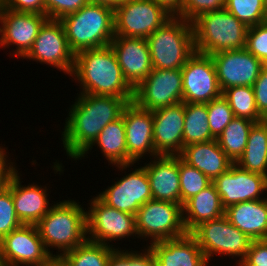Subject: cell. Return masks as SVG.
<instances>
[{
  "label": "cell",
  "mask_w": 267,
  "mask_h": 266,
  "mask_svg": "<svg viewBox=\"0 0 267 266\" xmlns=\"http://www.w3.org/2000/svg\"><path fill=\"white\" fill-rule=\"evenodd\" d=\"M182 210L184 226L188 233L202 222L225 215L221 197L213 183L188 199L182 205Z\"/></svg>",
  "instance_id": "cell-28"
},
{
  "label": "cell",
  "mask_w": 267,
  "mask_h": 266,
  "mask_svg": "<svg viewBox=\"0 0 267 266\" xmlns=\"http://www.w3.org/2000/svg\"><path fill=\"white\" fill-rule=\"evenodd\" d=\"M48 19L46 15L18 12L0 4V48L16 46L10 55L24 58L31 50L39 29Z\"/></svg>",
  "instance_id": "cell-15"
},
{
  "label": "cell",
  "mask_w": 267,
  "mask_h": 266,
  "mask_svg": "<svg viewBox=\"0 0 267 266\" xmlns=\"http://www.w3.org/2000/svg\"><path fill=\"white\" fill-rule=\"evenodd\" d=\"M179 156L188 165L201 171L212 182L233 164L216 139L186 145Z\"/></svg>",
  "instance_id": "cell-25"
},
{
  "label": "cell",
  "mask_w": 267,
  "mask_h": 266,
  "mask_svg": "<svg viewBox=\"0 0 267 266\" xmlns=\"http://www.w3.org/2000/svg\"><path fill=\"white\" fill-rule=\"evenodd\" d=\"M181 71L184 103H209L222 95L211 55L195 52Z\"/></svg>",
  "instance_id": "cell-14"
},
{
  "label": "cell",
  "mask_w": 267,
  "mask_h": 266,
  "mask_svg": "<svg viewBox=\"0 0 267 266\" xmlns=\"http://www.w3.org/2000/svg\"><path fill=\"white\" fill-rule=\"evenodd\" d=\"M23 224L16 215L11 191L0 192V240Z\"/></svg>",
  "instance_id": "cell-38"
},
{
  "label": "cell",
  "mask_w": 267,
  "mask_h": 266,
  "mask_svg": "<svg viewBox=\"0 0 267 266\" xmlns=\"http://www.w3.org/2000/svg\"><path fill=\"white\" fill-rule=\"evenodd\" d=\"M171 17L153 0H126L114 9L115 35L147 39Z\"/></svg>",
  "instance_id": "cell-10"
},
{
  "label": "cell",
  "mask_w": 267,
  "mask_h": 266,
  "mask_svg": "<svg viewBox=\"0 0 267 266\" xmlns=\"http://www.w3.org/2000/svg\"><path fill=\"white\" fill-rule=\"evenodd\" d=\"M87 211V240L114 246L109 242L138 237L135 215L119 211L105 204L97 195Z\"/></svg>",
  "instance_id": "cell-9"
},
{
  "label": "cell",
  "mask_w": 267,
  "mask_h": 266,
  "mask_svg": "<svg viewBox=\"0 0 267 266\" xmlns=\"http://www.w3.org/2000/svg\"><path fill=\"white\" fill-rule=\"evenodd\" d=\"M226 0H182V18L192 22L199 15L222 10Z\"/></svg>",
  "instance_id": "cell-40"
},
{
  "label": "cell",
  "mask_w": 267,
  "mask_h": 266,
  "mask_svg": "<svg viewBox=\"0 0 267 266\" xmlns=\"http://www.w3.org/2000/svg\"><path fill=\"white\" fill-rule=\"evenodd\" d=\"M134 170V171H133ZM97 196L108 206L136 215L138 209L152 199V192L144 166L133 168Z\"/></svg>",
  "instance_id": "cell-16"
},
{
  "label": "cell",
  "mask_w": 267,
  "mask_h": 266,
  "mask_svg": "<svg viewBox=\"0 0 267 266\" xmlns=\"http://www.w3.org/2000/svg\"><path fill=\"white\" fill-rule=\"evenodd\" d=\"M113 246L86 240L61 257L68 266H107Z\"/></svg>",
  "instance_id": "cell-32"
},
{
  "label": "cell",
  "mask_w": 267,
  "mask_h": 266,
  "mask_svg": "<svg viewBox=\"0 0 267 266\" xmlns=\"http://www.w3.org/2000/svg\"><path fill=\"white\" fill-rule=\"evenodd\" d=\"M190 234L197 241L208 262L218 254L229 258L240 257L237 263L246 257L252 242L246 234L232 225L225 215L200 223Z\"/></svg>",
  "instance_id": "cell-8"
},
{
  "label": "cell",
  "mask_w": 267,
  "mask_h": 266,
  "mask_svg": "<svg viewBox=\"0 0 267 266\" xmlns=\"http://www.w3.org/2000/svg\"><path fill=\"white\" fill-rule=\"evenodd\" d=\"M256 107L260 115L267 120V64H264L259 77L252 86Z\"/></svg>",
  "instance_id": "cell-42"
},
{
  "label": "cell",
  "mask_w": 267,
  "mask_h": 266,
  "mask_svg": "<svg viewBox=\"0 0 267 266\" xmlns=\"http://www.w3.org/2000/svg\"><path fill=\"white\" fill-rule=\"evenodd\" d=\"M172 17L182 18V0H153Z\"/></svg>",
  "instance_id": "cell-46"
},
{
  "label": "cell",
  "mask_w": 267,
  "mask_h": 266,
  "mask_svg": "<svg viewBox=\"0 0 267 266\" xmlns=\"http://www.w3.org/2000/svg\"><path fill=\"white\" fill-rule=\"evenodd\" d=\"M88 3H96L101 5L109 6L113 9H115L118 5H120L122 2L126 0H87Z\"/></svg>",
  "instance_id": "cell-47"
},
{
  "label": "cell",
  "mask_w": 267,
  "mask_h": 266,
  "mask_svg": "<svg viewBox=\"0 0 267 266\" xmlns=\"http://www.w3.org/2000/svg\"><path fill=\"white\" fill-rule=\"evenodd\" d=\"M235 164L267 177V120L252 126L246 148Z\"/></svg>",
  "instance_id": "cell-29"
},
{
  "label": "cell",
  "mask_w": 267,
  "mask_h": 266,
  "mask_svg": "<svg viewBox=\"0 0 267 266\" xmlns=\"http://www.w3.org/2000/svg\"><path fill=\"white\" fill-rule=\"evenodd\" d=\"M110 45L124 78L135 89L153 69L147 39L115 35Z\"/></svg>",
  "instance_id": "cell-21"
},
{
  "label": "cell",
  "mask_w": 267,
  "mask_h": 266,
  "mask_svg": "<svg viewBox=\"0 0 267 266\" xmlns=\"http://www.w3.org/2000/svg\"><path fill=\"white\" fill-rule=\"evenodd\" d=\"M116 248L110 256L107 266H153L154 253L150 246L141 251Z\"/></svg>",
  "instance_id": "cell-37"
},
{
  "label": "cell",
  "mask_w": 267,
  "mask_h": 266,
  "mask_svg": "<svg viewBox=\"0 0 267 266\" xmlns=\"http://www.w3.org/2000/svg\"><path fill=\"white\" fill-rule=\"evenodd\" d=\"M60 21L74 54L108 46L115 36L114 9L106 5L87 3Z\"/></svg>",
  "instance_id": "cell-4"
},
{
  "label": "cell",
  "mask_w": 267,
  "mask_h": 266,
  "mask_svg": "<svg viewBox=\"0 0 267 266\" xmlns=\"http://www.w3.org/2000/svg\"><path fill=\"white\" fill-rule=\"evenodd\" d=\"M225 216L251 240L267 239V198L231 205L225 209Z\"/></svg>",
  "instance_id": "cell-26"
},
{
  "label": "cell",
  "mask_w": 267,
  "mask_h": 266,
  "mask_svg": "<svg viewBox=\"0 0 267 266\" xmlns=\"http://www.w3.org/2000/svg\"><path fill=\"white\" fill-rule=\"evenodd\" d=\"M237 266H257V265H237Z\"/></svg>",
  "instance_id": "cell-50"
},
{
  "label": "cell",
  "mask_w": 267,
  "mask_h": 266,
  "mask_svg": "<svg viewBox=\"0 0 267 266\" xmlns=\"http://www.w3.org/2000/svg\"><path fill=\"white\" fill-rule=\"evenodd\" d=\"M255 122L240 117H234L216 139L228 158L236 163L246 148L249 132Z\"/></svg>",
  "instance_id": "cell-31"
},
{
  "label": "cell",
  "mask_w": 267,
  "mask_h": 266,
  "mask_svg": "<svg viewBox=\"0 0 267 266\" xmlns=\"http://www.w3.org/2000/svg\"><path fill=\"white\" fill-rule=\"evenodd\" d=\"M157 155L179 156L183 150L184 102L152 111Z\"/></svg>",
  "instance_id": "cell-20"
},
{
  "label": "cell",
  "mask_w": 267,
  "mask_h": 266,
  "mask_svg": "<svg viewBox=\"0 0 267 266\" xmlns=\"http://www.w3.org/2000/svg\"><path fill=\"white\" fill-rule=\"evenodd\" d=\"M74 58L75 54L68 45L61 21L47 19L39 29L31 50L23 59L53 66L70 76L74 68Z\"/></svg>",
  "instance_id": "cell-11"
},
{
  "label": "cell",
  "mask_w": 267,
  "mask_h": 266,
  "mask_svg": "<svg viewBox=\"0 0 267 266\" xmlns=\"http://www.w3.org/2000/svg\"><path fill=\"white\" fill-rule=\"evenodd\" d=\"M7 153L5 147L0 146V192L7 187L9 179L17 170L15 162H11V159L10 161L7 159Z\"/></svg>",
  "instance_id": "cell-45"
},
{
  "label": "cell",
  "mask_w": 267,
  "mask_h": 266,
  "mask_svg": "<svg viewBox=\"0 0 267 266\" xmlns=\"http://www.w3.org/2000/svg\"><path fill=\"white\" fill-rule=\"evenodd\" d=\"M145 163L152 199L181 204L179 156L158 155ZM153 159V160H152Z\"/></svg>",
  "instance_id": "cell-23"
},
{
  "label": "cell",
  "mask_w": 267,
  "mask_h": 266,
  "mask_svg": "<svg viewBox=\"0 0 267 266\" xmlns=\"http://www.w3.org/2000/svg\"><path fill=\"white\" fill-rule=\"evenodd\" d=\"M245 48L267 64V22L248 27Z\"/></svg>",
  "instance_id": "cell-39"
},
{
  "label": "cell",
  "mask_w": 267,
  "mask_h": 266,
  "mask_svg": "<svg viewBox=\"0 0 267 266\" xmlns=\"http://www.w3.org/2000/svg\"><path fill=\"white\" fill-rule=\"evenodd\" d=\"M133 101L150 111L183 102L181 69H152L134 89Z\"/></svg>",
  "instance_id": "cell-12"
},
{
  "label": "cell",
  "mask_w": 267,
  "mask_h": 266,
  "mask_svg": "<svg viewBox=\"0 0 267 266\" xmlns=\"http://www.w3.org/2000/svg\"><path fill=\"white\" fill-rule=\"evenodd\" d=\"M70 76L81 87L79 93L134 99V88L124 78L111 45L75 54Z\"/></svg>",
  "instance_id": "cell-2"
},
{
  "label": "cell",
  "mask_w": 267,
  "mask_h": 266,
  "mask_svg": "<svg viewBox=\"0 0 267 266\" xmlns=\"http://www.w3.org/2000/svg\"><path fill=\"white\" fill-rule=\"evenodd\" d=\"M77 95L61 135L67 158L75 161L92 145L103 128L122 116L129 103L125 98L111 95Z\"/></svg>",
  "instance_id": "cell-1"
},
{
  "label": "cell",
  "mask_w": 267,
  "mask_h": 266,
  "mask_svg": "<svg viewBox=\"0 0 267 266\" xmlns=\"http://www.w3.org/2000/svg\"><path fill=\"white\" fill-rule=\"evenodd\" d=\"M41 266H68L62 257L51 256L43 265Z\"/></svg>",
  "instance_id": "cell-48"
},
{
  "label": "cell",
  "mask_w": 267,
  "mask_h": 266,
  "mask_svg": "<svg viewBox=\"0 0 267 266\" xmlns=\"http://www.w3.org/2000/svg\"><path fill=\"white\" fill-rule=\"evenodd\" d=\"M263 3H264L265 8H266V10H267V0H263Z\"/></svg>",
  "instance_id": "cell-49"
},
{
  "label": "cell",
  "mask_w": 267,
  "mask_h": 266,
  "mask_svg": "<svg viewBox=\"0 0 267 266\" xmlns=\"http://www.w3.org/2000/svg\"><path fill=\"white\" fill-rule=\"evenodd\" d=\"M221 91L235 86H253L263 63L246 48L211 55Z\"/></svg>",
  "instance_id": "cell-18"
},
{
  "label": "cell",
  "mask_w": 267,
  "mask_h": 266,
  "mask_svg": "<svg viewBox=\"0 0 267 266\" xmlns=\"http://www.w3.org/2000/svg\"><path fill=\"white\" fill-rule=\"evenodd\" d=\"M181 205L213 182L197 168L188 165L179 156Z\"/></svg>",
  "instance_id": "cell-35"
},
{
  "label": "cell",
  "mask_w": 267,
  "mask_h": 266,
  "mask_svg": "<svg viewBox=\"0 0 267 266\" xmlns=\"http://www.w3.org/2000/svg\"><path fill=\"white\" fill-rule=\"evenodd\" d=\"M50 257L36 225L23 224L0 240V266H41Z\"/></svg>",
  "instance_id": "cell-13"
},
{
  "label": "cell",
  "mask_w": 267,
  "mask_h": 266,
  "mask_svg": "<svg viewBox=\"0 0 267 266\" xmlns=\"http://www.w3.org/2000/svg\"><path fill=\"white\" fill-rule=\"evenodd\" d=\"M236 264L267 266V239L252 240L246 257Z\"/></svg>",
  "instance_id": "cell-43"
},
{
  "label": "cell",
  "mask_w": 267,
  "mask_h": 266,
  "mask_svg": "<svg viewBox=\"0 0 267 266\" xmlns=\"http://www.w3.org/2000/svg\"><path fill=\"white\" fill-rule=\"evenodd\" d=\"M19 174L18 170L12 174L7 188L11 191L15 212L21 223L36 225L52 207L48 198L50 192L46 185L43 188L34 182L22 185Z\"/></svg>",
  "instance_id": "cell-22"
},
{
  "label": "cell",
  "mask_w": 267,
  "mask_h": 266,
  "mask_svg": "<svg viewBox=\"0 0 267 266\" xmlns=\"http://www.w3.org/2000/svg\"><path fill=\"white\" fill-rule=\"evenodd\" d=\"M76 200L57 201L36 224L44 247L61 257L87 240V210ZM50 248L57 249L53 254Z\"/></svg>",
  "instance_id": "cell-3"
},
{
  "label": "cell",
  "mask_w": 267,
  "mask_h": 266,
  "mask_svg": "<svg viewBox=\"0 0 267 266\" xmlns=\"http://www.w3.org/2000/svg\"><path fill=\"white\" fill-rule=\"evenodd\" d=\"M127 144V165L137 163L148 154L151 158L158 156L153 141L152 111L139 107L134 101L123 109Z\"/></svg>",
  "instance_id": "cell-19"
},
{
  "label": "cell",
  "mask_w": 267,
  "mask_h": 266,
  "mask_svg": "<svg viewBox=\"0 0 267 266\" xmlns=\"http://www.w3.org/2000/svg\"><path fill=\"white\" fill-rule=\"evenodd\" d=\"M95 145L97 148L99 147L106 160L121 172L134 165V163L127 165V144L123 116L103 128L92 145L77 160L85 158Z\"/></svg>",
  "instance_id": "cell-27"
},
{
  "label": "cell",
  "mask_w": 267,
  "mask_h": 266,
  "mask_svg": "<svg viewBox=\"0 0 267 266\" xmlns=\"http://www.w3.org/2000/svg\"><path fill=\"white\" fill-rule=\"evenodd\" d=\"M153 69H181L196 52L192 23L171 17L148 38Z\"/></svg>",
  "instance_id": "cell-6"
},
{
  "label": "cell",
  "mask_w": 267,
  "mask_h": 266,
  "mask_svg": "<svg viewBox=\"0 0 267 266\" xmlns=\"http://www.w3.org/2000/svg\"><path fill=\"white\" fill-rule=\"evenodd\" d=\"M135 222L138 239H149L150 244L188 233L183 222L182 205L169 201H147L138 209Z\"/></svg>",
  "instance_id": "cell-7"
},
{
  "label": "cell",
  "mask_w": 267,
  "mask_h": 266,
  "mask_svg": "<svg viewBox=\"0 0 267 266\" xmlns=\"http://www.w3.org/2000/svg\"><path fill=\"white\" fill-rule=\"evenodd\" d=\"M207 111L211 134L217 139L234 118L233 111L222 95L207 103Z\"/></svg>",
  "instance_id": "cell-36"
},
{
  "label": "cell",
  "mask_w": 267,
  "mask_h": 266,
  "mask_svg": "<svg viewBox=\"0 0 267 266\" xmlns=\"http://www.w3.org/2000/svg\"><path fill=\"white\" fill-rule=\"evenodd\" d=\"M224 8L247 27L267 22L263 0H226Z\"/></svg>",
  "instance_id": "cell-34"
},
{
  "label": "cell",
  "mask_w": 267,
  "mask_h": 266,
  "mask_svg": "<svg viewBox=\"0 0 267 266\" xmlns=\"http://www.w3.org/2000/svg\"><path fill=\"white\" fill-rule=\"evenodd\" d=\"M45 7V15L48 19L60 20L63 17L72 14L83 6L87 0H43Z\"/></svg>",
  "instance_id": "cell-41"
},
{
  "label": "cell",
  "mask_w": 267,
  "mask_h": 266,
  "mask_svg": "<svg viewBox=\"0 0 267 266\" xmlns=\"http://www.w3.org/2000/svg\"><path fill=\"white\" fill-rule=\"evenodd\" d=\"M213 184L225 209L237 203L264 199L267 192L266 176L244 170L235 163Z\"/></svg>",
  "instance_id": "cell-17"
},
{
  "label": "cell",
  "mask_w": 267,
  "mask_h": 266,
  "mask_svg": "<svg viewBox=\"0 0 267 266\" xmlns=\"http://www.w3.org/2000/svg\"><path fill=\"white\" fill-rule=\"evenodd\" d=\"M183 147L216 139L208 124L207 103H184Z\"/></svg>",
  "instance_id": "cell-30"
},
{
  "label": "cell",
  "mask_w": 267,
  "mask_h": 266,
  "mask_svg": "<svg viewBox=\"0 0 267 266\" xmlns=\"http://www.w3.org/2000/svg\"><path fill=\"white\" fill-rule=\"evenodd\" d=\"M1 5L6 9L18 12L38 13L45 15L43 0H2Z\"/></svg>",
  "instance_id": "cell-44"
},
{
  "label": "cell",
  "mask_w": 267,
  "mask_h": 266,
  "mask_svg": "<svg viewBox=\"0 0 267 266\" xmlns=\"http://www.w3.org/2000/svg\"><path fill=\"white\" fill-rule=\"evenodd\" d=\"M154 253L153 266H208L203 251L195 238L186 235L151 243Z\"/></svg>",
  "instance_id": "cell-24"
},
{
  "label": "cell",
  "mask_w": 267,
  "mask_h": 266,
  "mask_svg": "<svg viewBox=\"0 0 267 266\" xmlns=\"http://www.w3.org/2000/svg\"><path fill=\"white\" fill-rule=\"evenodd\" d=\"M222 96L229 103L234 117L246 118L255 123L265 120L259 113L253 88L251 86H235L222 91Z\"/></svg>",
  "instance_id": "cell-33"
},
{
  "label": "cell",
  "mask_w": 267,
  "mask_h": 266,
  "mask_svg": "<svg viewBox=\"0 0 267 266\" xmlns=\"http://www.w3.org/2000/svg\"><path fill=\"white\" fill-rule=\"evenodd\" d=\"M191 23L196 52L213 55L246 46L248 27L225 8L203 13Z\"/></svg>",
  "instance_id": "cell-5"
}]
</instances>
